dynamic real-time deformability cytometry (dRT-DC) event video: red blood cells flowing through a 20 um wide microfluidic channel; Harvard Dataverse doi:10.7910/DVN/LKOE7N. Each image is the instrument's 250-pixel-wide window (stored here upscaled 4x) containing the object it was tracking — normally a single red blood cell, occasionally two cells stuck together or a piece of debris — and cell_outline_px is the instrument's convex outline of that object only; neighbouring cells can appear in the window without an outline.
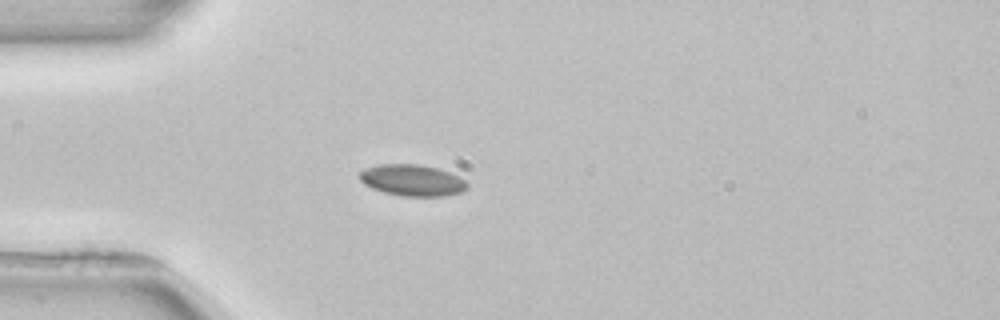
{"species": "common noctule bat (a hibernating species)", "species_latin": "Nyctalus noctula", "temperature_condition": "room temperature", "stored_images_in_passage": 3, "camera_frame_rate_fps": 3000, "um_per_image_px": 0.085, "animal": {"sex": "female", "body_mass_g": 22.7, "forearm_length_mm": 54.2}, "frame": {"image": 1, "passage_image": 3, "time_ms": 3.0, "image_size_px": [1000, 320], "cell_outline_px": [[468, 188], [464, 192], [444, 196], [404, 196], [384, 192], [372, 188], [364, 184], [356, 176], [364, 168], [380, 164], [416, 164], [436, 168], [448, 172], [464, 180], [468, 184]], "centroid_in_image_um": [35.01, 15.33], "position_along_channel_um": 50.0, "area_um2": 19.71}}